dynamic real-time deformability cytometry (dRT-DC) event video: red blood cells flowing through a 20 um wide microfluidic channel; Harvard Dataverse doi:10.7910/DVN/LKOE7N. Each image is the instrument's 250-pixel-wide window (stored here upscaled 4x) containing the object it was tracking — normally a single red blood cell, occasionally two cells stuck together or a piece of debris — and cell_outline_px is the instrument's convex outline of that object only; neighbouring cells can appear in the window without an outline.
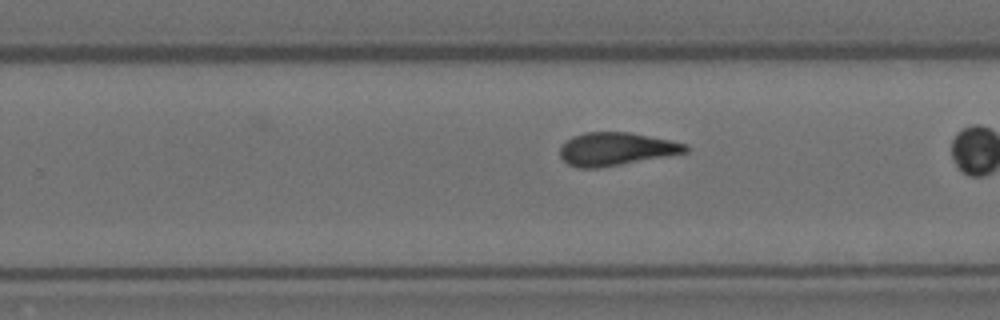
{"species": "Egyptian fruit bat (a non-hibernating species)", "species_latin": "Rousettus aegyptiacus", "temperature_condition": "room temperature", "stored_images_in_passage": 30, "camera_frame_rate_fps": 3000, "um_per_image_px": 0.085, "animal": {"sex": "female"}, "frame": {"image": 1, "passage_image": 22, "time_ms": 7.0, "image_size_px": [1000, 320], "cell_outline_px": [[688, 152], [620, 164], [596, 168], [580, 168], [568, 164], [560, 156], [560, 148], [572, 136], [584, 132], [632, 132], [688, 144]], "centroid_in_image_um": [52.37, 12.65], "position_along_channel_um": 277.4, "area_um2": 23.93}}